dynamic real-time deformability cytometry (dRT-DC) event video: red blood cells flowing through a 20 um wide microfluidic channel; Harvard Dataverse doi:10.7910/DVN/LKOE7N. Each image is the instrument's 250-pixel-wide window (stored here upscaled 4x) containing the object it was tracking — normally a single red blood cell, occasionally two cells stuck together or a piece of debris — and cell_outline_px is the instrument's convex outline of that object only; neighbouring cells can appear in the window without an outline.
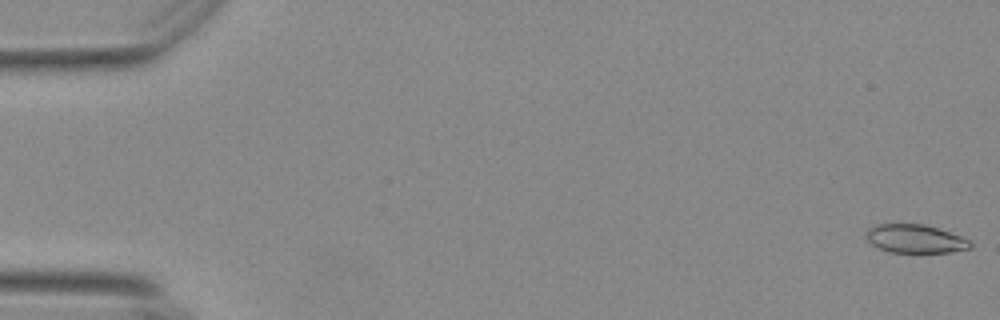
{"species": "Egyptian fruit bat (a non-hibernating species)", "species_latin": "Rousettus aegyptiacus", "temperature_condition": "warm", "stored_images_in_passage": 18, "camera_frame_rate_fps": 3000, "um_per_image_px": 0.085, "animal": {"sex": "female"}, "frame": {"image": 1, "passage_image": 1, "time_ms": 0.0, "image_size_px": [1000, 320], "cell_outline_px": [[972, 248], [948, 252], [888, 252], [872, 244], [868, 240], [868, 228], [876, 224], [924, 224], [960, 236], [968, 240], [972, 244]], "centroid_in_image_um": [77.79, 20.3], "position_along_channel_um": 7.2, "area_um2": 16.94}}
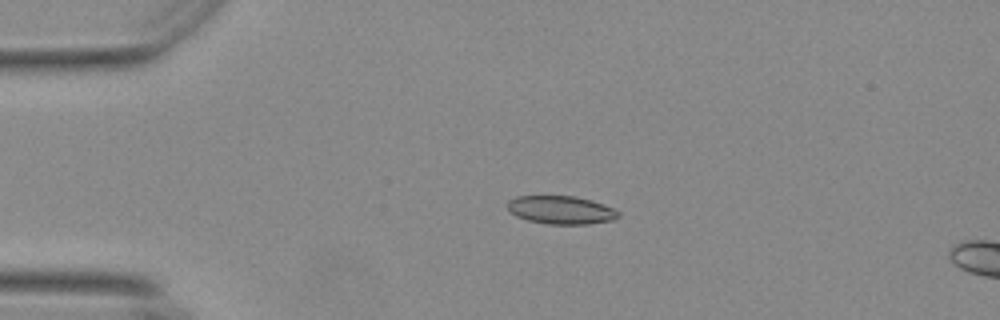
{"frame": {"image": 2, "passage_image": 13, "time_ms": 4.0, "image_size_px": [1000, 320], "cell_outline_px": [[620, 216], [612, 220], [588, 224], [548, 224], [528, 220], [516, 216], [508, 208], [508, 200], [516, 196], [576, 196], [592, 200], [604, 204], [620, 212]], "centroid_in_image_um": [47.71, 17.84], "position_along_channel_um": 37.3, "area_um2": 18.21}}